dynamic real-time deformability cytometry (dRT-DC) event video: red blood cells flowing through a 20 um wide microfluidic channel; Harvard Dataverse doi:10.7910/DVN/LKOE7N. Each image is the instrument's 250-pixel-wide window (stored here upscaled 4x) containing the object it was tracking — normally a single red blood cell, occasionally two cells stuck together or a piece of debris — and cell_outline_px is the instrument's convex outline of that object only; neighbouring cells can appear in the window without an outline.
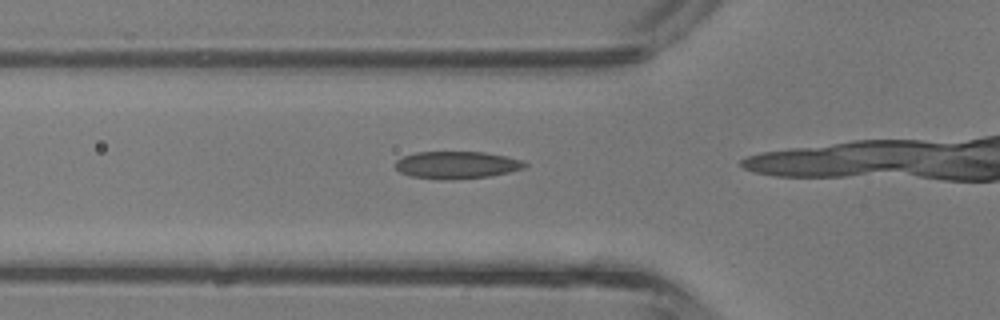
{"species": "common noctule bat (a hibernating species)", "species_latin": "Nyctalus noctula", "temperature_condition": "room temperature", "stored_images_in_passage": 11, "camera_frame_rate_fps": 3000, "um_per_image_px": 0.085, "animal": {"sex": "male", "body_mass_g": 13.3}, "frame": {"image": 1, "passage_image": 8, "time_ms": 2.333, "image_size_px": [1000, 320], "cell_outline_px": [[528, 164], [524, 168], [508, 172], [488, 176], [452, 180], [436, 180], [408, 176], [400, 172], [396, 168], [396, 160], [404, 156], [416, 152], [484, 152], [504, 156], [520, 160]], "centroid_in_image_um": [38.77, 14.03], "position_along_channel_um": 87.0, "area_um2": 20.63}}
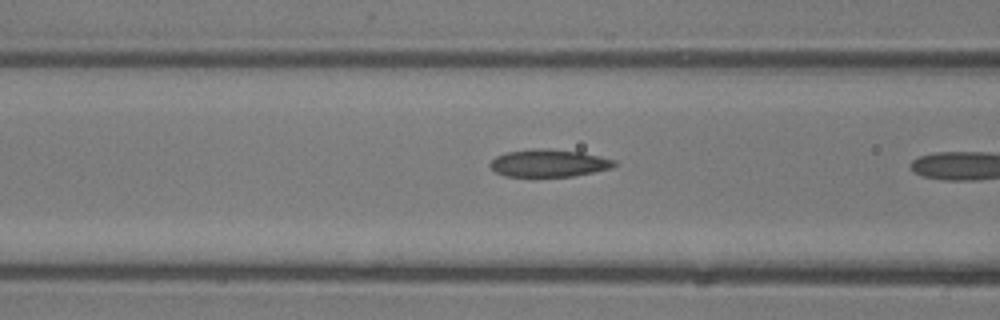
{"frame": {"image": 2, "passage_image": 10, "time_ms": 3.0, "image_size_px": [1000, 320], "cell_outline_px": [[616, 164], [612, 168], [572, 176], [504, 176], [496, 172], [488, 164], [496, 156], [504, 152], [532, 148], [548, 148], [580, 152], [600, 156], [616, 160]], "centroid_in_image_um": [46.63, 13.85], "position_along_channel_um": 120.0, "area_um2": 19.94}}